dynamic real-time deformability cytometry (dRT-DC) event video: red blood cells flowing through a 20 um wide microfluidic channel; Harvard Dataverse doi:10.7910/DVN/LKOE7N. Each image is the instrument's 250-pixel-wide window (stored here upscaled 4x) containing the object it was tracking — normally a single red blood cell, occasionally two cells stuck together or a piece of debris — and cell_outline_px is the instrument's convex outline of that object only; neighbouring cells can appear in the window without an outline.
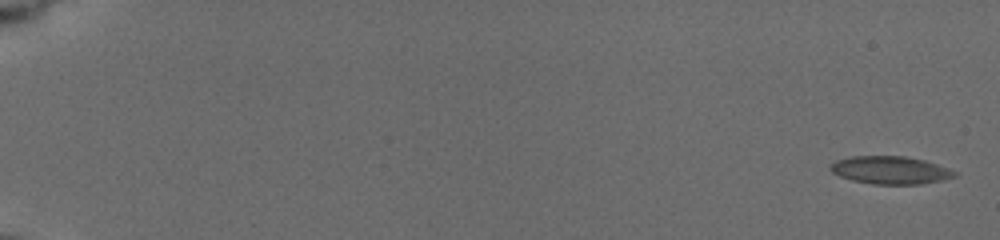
{"species": "common noctule bat (a hibernating species)", "species_latin": "Nyctalus noctula", "temperature_condition": "cold", "stored_images_in_passage": 18, "camera_frame_rate_fps": 3000, "um_per_image_px": 0.085, "animal": {"sex": "female", "body_mass_g": 19.5, "forearm_length_mm": 54.1}, "frame": {"image": 1, "passage_image": 1, "time_ms": 0.0, "image_size_px": [1000, 240], "cell_outline_px": [[960, 172], [956, 176], [940, 180], [920, 184], [872, 184], [852, 180], [840, 176], [832, 172], [828, 168], [836, 160], [852, 156], [904, 156], [924, 160]], "centroid_in_image_um": [75.68, 14.46], "position_along_channel_um": 9.3, "area_um2": 20.06}}
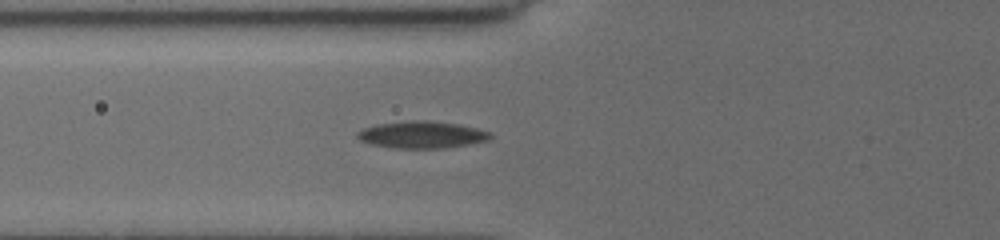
{"frame": {"image": 2, "passage_image": 11, "time_ms": 7.333, "image_size_px": [1000, 240], "cell_outline_px": [[492, 136], [488, 140], [468, 144], [444, 148], [396, 148], [372, 144], [360, 140], [356, 136], [356, 132], [364, 128], [376, 124], [412, 120], [428, 120], [456, 124], [476, 128], [492, 132]], "centroid_in_image_um": [35.85, 11.44], "position_along_channel_um": 90.0, "area_um2": 20.81}}
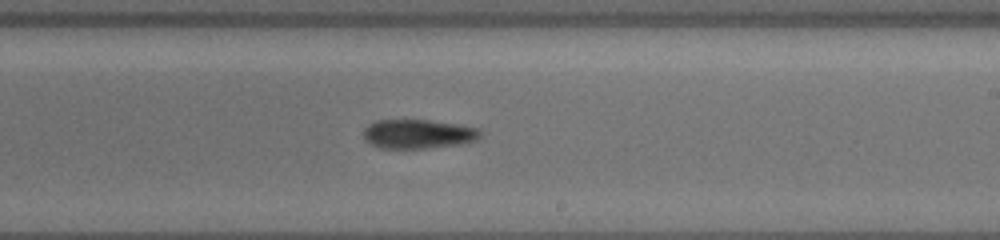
{"frame": {"image": 3, "passage_image": 18, "time_ms": 11.667, "image_size_px": [1000, 240], "cell_outline_px": [[480, 136], [476, 140], [460, 144], [428, 148], [380, 148], [372, 144], [364, 136], [364, 128], [368, 124], [376, 120], [428, 120], [460, 124], [480, 128]], "centroid_in_image_um": [35.57, 11.38], "position_along_channel_um": 253.4, "area_um2": 19.83}}